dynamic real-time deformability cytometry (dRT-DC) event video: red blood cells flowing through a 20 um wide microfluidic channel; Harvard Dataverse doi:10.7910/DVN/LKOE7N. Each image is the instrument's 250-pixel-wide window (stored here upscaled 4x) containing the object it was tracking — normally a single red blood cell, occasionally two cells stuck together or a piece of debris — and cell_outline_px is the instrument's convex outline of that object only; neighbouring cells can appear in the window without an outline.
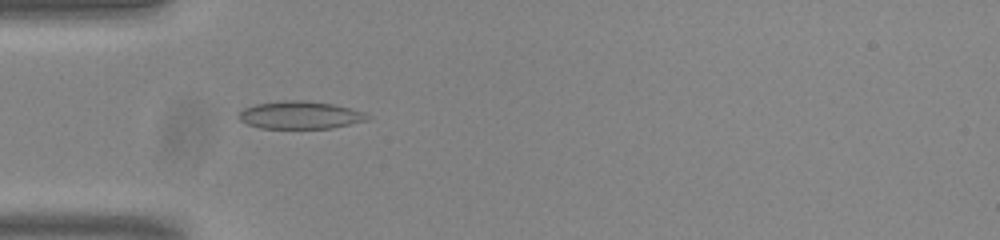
{"species": "common noctule bat (a hibernating species)", "species_latin": "Nyctalus noctula", "temperature_condition": "room temperature", "stored_images_in_passage": 53, "camera_frame_rate_fps": 3000, "um_per_image_px": 0.085, "animal": {"sex": "male", "body_mass_g": 20.0, "forearm_length_mm": 53.3}, "frame": {"image": 1, "passage_image": 16, "time_ms": 5.0, "image_size_px": [1000, 240], "cell_outline_px": [[372, 116], [368, 120], [332, 128], [260, 128], [248, 124], [240, 120], [236, 116], [244, 108], [256, 104], [284, 100], [304, 100], [332, 104], [364, 112]], "centroid_in_image_um": [25.51, 9.78], "position_along_channel_um": 59.5, "area_um2": 20.69}}
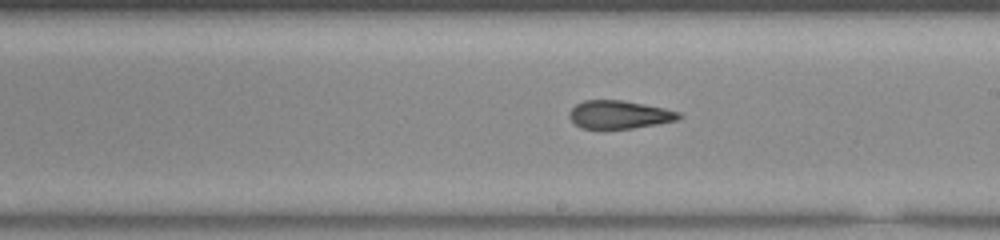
{"frame": {"image": 2, "passage_image": 30, "time_ms": 9.667, "image_size_px": [1000, 240], "cell_outline_px": [[684, 116], [676, 120], [656, 124], [632, 128], [580, 128], [568, 116], [568, 112], [576, 104], [584, 100], [620, 100], [644, 104], [664, 108], [680, 112]], "centroid_in_image_um": [52.63, 9.73], "position_along_channel_um": 236.4, "area_um2": 17.8}}
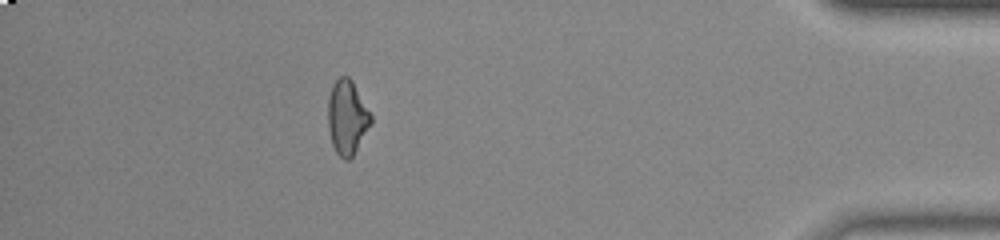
{"frame": {"image": 3, "passage_image": 47, "time_ms": 15.333, "image_size_px": [1000, 240], "cell_outline_px": [[372, 124], [352, 156], [348, 160], [344, 160], [336, 152], [332, 144], [328, 128], [328, 96], [332, 84], [340, 76], [348, 76], [352, 80], [372, 116]], "centroid_in_image_um": [29.5, 9.96], "position_along_channel_um": 405.7, "area_um2": 18.61}, "authors_computed_cell_mechanics": {"area_um2": 18.9006, "velocity_mm_per_s": 3.8499, "shape_relaxation_time_tau1_ms": null, "shape_relaxation_time_tau2_ms": 2.6562, "deformation_change_tau1": null, "deformation_change_tau2": 0.0778}}